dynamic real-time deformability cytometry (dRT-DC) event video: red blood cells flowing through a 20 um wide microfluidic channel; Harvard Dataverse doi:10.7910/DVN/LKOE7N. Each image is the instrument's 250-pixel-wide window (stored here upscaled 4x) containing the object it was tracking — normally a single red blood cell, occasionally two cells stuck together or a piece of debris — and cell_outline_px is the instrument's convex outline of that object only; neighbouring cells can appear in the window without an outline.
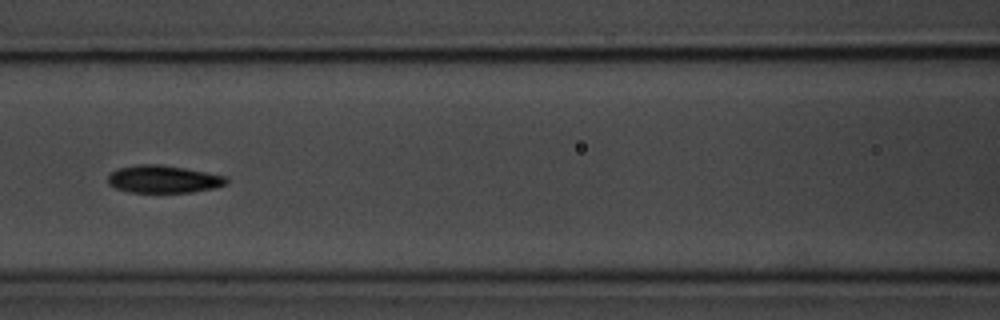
{"species": "common noctule bat (a hibernating species)", "species_latin": "Nyctalus noctula", "temperature_condition": "room temperature", "stored_images_in_passage": 10, "camera_frame_rate_fps": 3000, "um_per_image_px": 0.085, "animal": {"sex": "male", "body_mass_g": 20.1, "forearm_length_mm": 53.5}, "frame": {"image": 1, "passage_image": 8, "time_ms": 8.667, "image_size_px": [1000, 320], "cell_outline_px": [[228, 180], [224, 184], [216, 188], [192, 192], [128, 192], [116, 188], [108, 184], [108, 176], [112, 172], [120, 168], [136, 164], [160, 164], [184, 168], [224, 176]], "centroid_in_image_um": [13.86, 15.23], "position_along_channel_um": 152.7, "area_um2": 18.84}}
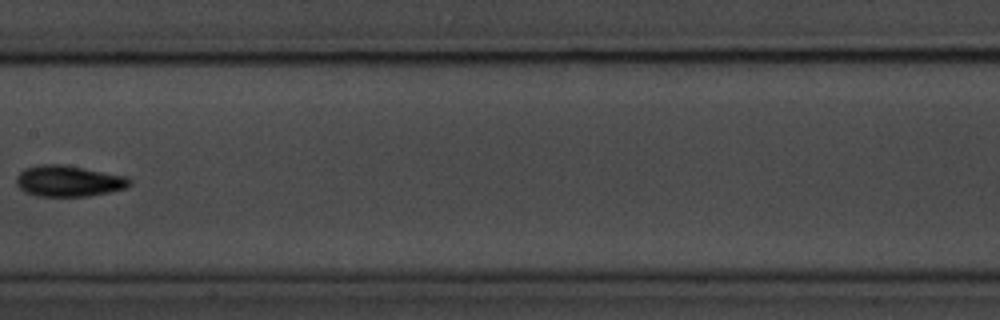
{"frame": {"image": 2, "passage_image": 9, "time_ms": 10.0, "image_size_px": [1000, 320], "cell_outline_px": [[132, 184], [124, 188], [108, 192], [88, 196], [36, 196], [24, 192], [16, 184], [16, 176], [24, 168], [40, 164], [64, 164], [124, 176], [132, 180]], "centroid_in_image_um": [5.78, 15.38], "position_along_channel_um": 201.6, "area_um2": 20.52}}
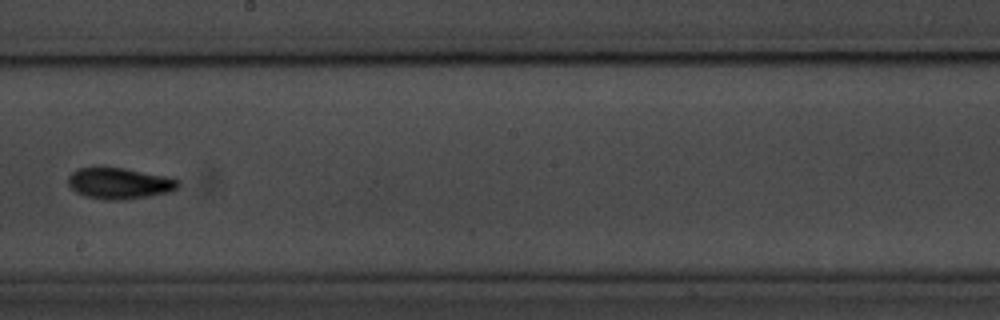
{"frame": {"image": 3, "passage_image": 10, "time_ms": 11.0, "image_size_px": [1000, 320], "cell_outline_px": [[180, 184], [176, 188], [168, 192], [148, 196], [124, 200], [104, 200], [84, 196], [76, 192], [68, 184], [68, 176], [72, 172], [80, 168], [124, 168], [164, 176], [180, 180]], "centroid_in_image_um": [10.13, 15.6], "position_along_channel_um": 238.1, "area_um2": 19.77}}